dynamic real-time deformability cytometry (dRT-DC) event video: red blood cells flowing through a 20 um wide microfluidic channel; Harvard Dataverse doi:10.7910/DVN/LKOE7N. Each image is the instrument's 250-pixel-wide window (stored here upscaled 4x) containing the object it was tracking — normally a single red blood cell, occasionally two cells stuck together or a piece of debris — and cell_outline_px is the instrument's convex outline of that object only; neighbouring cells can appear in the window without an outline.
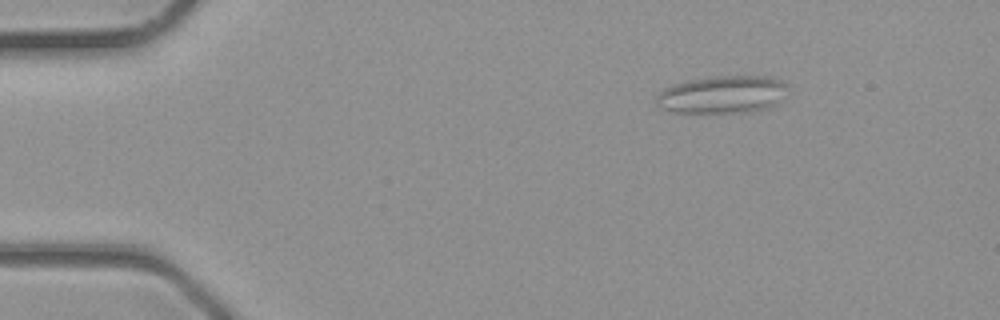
{"species": "common noctule bat (a hibernating species)", "species_latin": "Nyctalus noctula", "temperature_condition": "room temperature", "stored_images_in_passage": 3, "camera_frame_rate_fps": 3000, "um_per_image_px": 0.085, "animal": {"sex": "male", "body_mass_g": 23.1, "forearm_length_mm": 52.7}, "frame": {"image": 1, "passage_image": 1, "time_ms": 0.0, "image_size_px": [1000, 320], "cell_outline_px": [[784, 92], [776, 104], [764, 108], [748, 112], [672, 112], [660, 108], [656, 104], [656, 96], [664, 88], [672, 84], [688, 80], [712, 76], [772, 76], [784, 84]], "centroid_in_image_um": [61.31, 8.03], "position_along_channel_um": 23.7, "area_um2": 28.5}}